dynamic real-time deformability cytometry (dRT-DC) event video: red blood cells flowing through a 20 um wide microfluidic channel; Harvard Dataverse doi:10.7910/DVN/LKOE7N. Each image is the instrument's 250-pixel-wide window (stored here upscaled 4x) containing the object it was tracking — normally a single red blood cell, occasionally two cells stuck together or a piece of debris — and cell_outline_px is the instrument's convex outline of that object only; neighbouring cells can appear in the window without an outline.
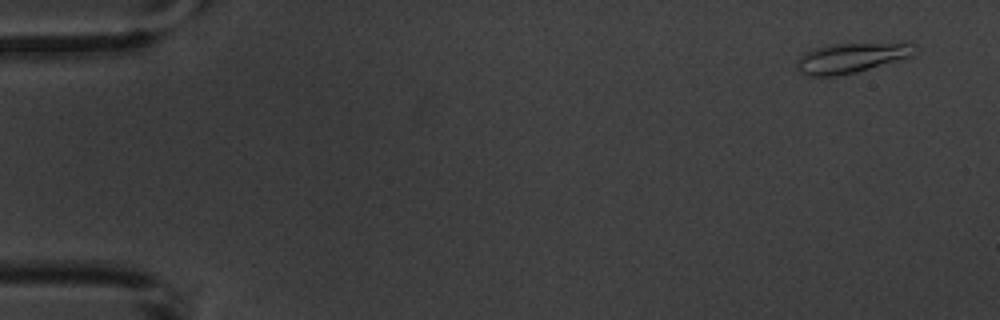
{"species": "common noctule bat (a hibernating species)", "species_latin": "Nyctalus noctula", "temperature_condition": "warm", "stored_images_in_passage": 5, "camera_frame_rate_fps": 3000, "um_per_image_px": 0.085, "animal": {"sex": "male", "body_mass_g": 20.1, "forearm_length_mm": 53.5}, "frame": {"image": 1, "passage_image": 1, "time_ms": 0.0, "image_size_px": [1000, 320], "cell_outline_px": [[912, 56], [856, 72], [836, 76], [808, 76], [800, 72], [796, 64], [796, 60], [804, 52], [828, 44], [904, 40], [908, 40]], "centroid_in_image_um": [72.34, 4.87], "position_along_channel_um": 12.7, "area_um2": 21.04}}